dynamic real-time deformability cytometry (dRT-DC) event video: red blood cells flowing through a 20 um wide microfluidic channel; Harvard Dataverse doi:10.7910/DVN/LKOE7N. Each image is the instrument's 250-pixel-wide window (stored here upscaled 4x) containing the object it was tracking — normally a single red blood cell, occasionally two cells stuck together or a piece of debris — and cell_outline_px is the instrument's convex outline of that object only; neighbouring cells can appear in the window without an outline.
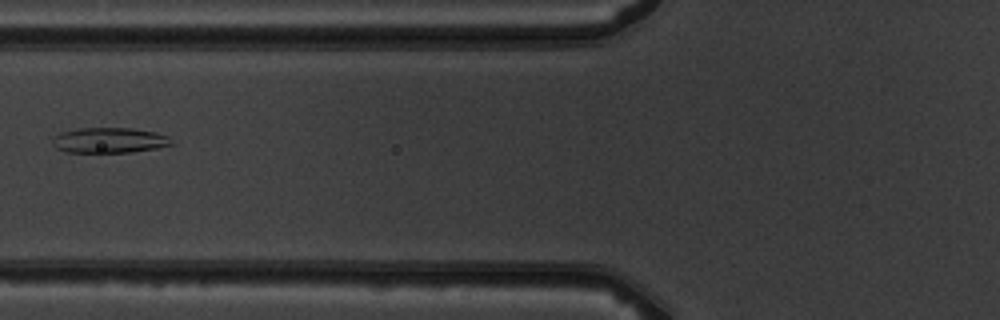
{"species": "common noctule bat (a hibernating species)", "species_latin": "Nyctalus noctula", "temperature_condition": "warm", "stored_images_in_passage": 3, "camera_frame_rate_fps": 3000, "um_per_image_px": 0.085, "animal": {"sex": "male", "body_mass_g": 19.5, "forearm_length_mm": 54.6}, "frame": {"image": 1, "passage_image": 2, "time_ms": 1.333, "image_size_px": [1000, 320], "cell_outline_px": [[176, 144], [156, 148], [132, 152], [68, 152], [56, 148], [52, 144], [52, 140], [60, 132], [80, 128], [132, 128], [156, 132], [168, 136]], "centroid_in_image_um": [9.33, 11.92], "position_along_channel_um": 116.5, "area_um2": 17.63}}
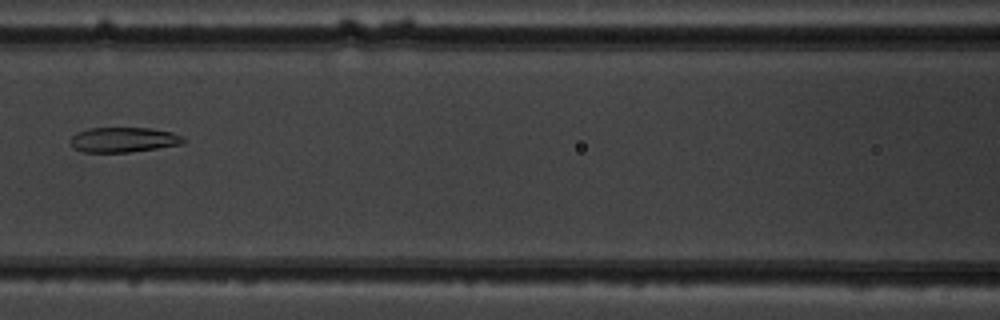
{"frame": {"image": 2, "passage_image": 3, "time_ms": 2.333, "image_size_px": [1000, 320], "cell_outline_px": [[188, 140], [184, 144], [128, 152], [84, 152], [72, 148], [68, 140], [76, 132], [88, 128], [152, 128], [172, 132], [184, 136]], "centroid_in_image_um": [10.5, 11.87], "position_along_channel_um": 156.1, "area_um2": 16.76}}